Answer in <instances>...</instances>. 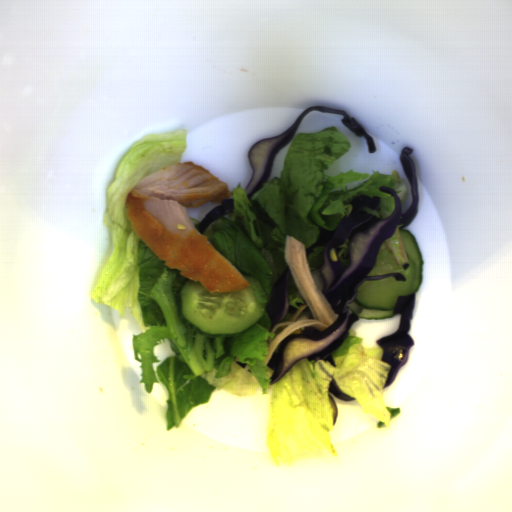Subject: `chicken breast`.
<instances>
[{"instance_id": "chicken-breast-2", "label": "chicken breast", "mask_w": 512, "mask_h": 512, "mask_svg": "<svg viewBox=\"0 0 512 512\" xmlns=\"http://www.w3.org/2000/svg\"><path fill=\"white\" fill-rule=\"evenodd\" d=\"M284 259L306 304L298 305L300 309L291 320H282L272 326L270 334L275 336L269 338L265 366L270 363L278 345L296 330L312 326L322 333L339 318L313 277L305 243L291 234L285 235Z\"/></svg>"}, {"instance_id": "chicken-breast-3", "label": "chicken breast", "mask_w": 512, "mask_h": 512, "mask_svg": "<svg viewBox=\"0 0 512 512\" xmlns=\"http://www.w3.org/2000/svg\"><path fill=\"white\" fill-rule=\"evenodd\" d=\"M400 230H404L402 224H399L396 231L388 239L384 240V242L392 253L396 265L402 267L409 263V261L400 235Z\"/></svg>"}, {"instance_id": "chicken-breast-1", "label": "chicken breast", "mask_w": 512, "mask_h": 512, "mask_svg": "<svg viewBox=\"0 0 512 512\" xmlns=\"http://www.w3.org/2000/svg\"><path fill=\"white\" fill-rule=\"evenodd\" d=\"M229 183L193 160L167 164L128 193L126 213L134 231L170 269L200 282L210 293L250 287L192 222L188 208L231 197Z\"/></svg>"}, {"instance_id": "chicken-breast-4", "label": "chicken breast", "mask_w": 512, "mask_h": 512, "mask_svg": "<svg viewBox=\"0 0 512 512\" xmlns=\"http://www.w3.org/2000/svg\"><path fill=\"white\" fill-rule=\"evenodd\" d=\"M391 176L394 177L396 194L398 195L401 202L405 203L409 198V189L406 180L403 177H400L397 170L395 169L392 170Z\"/></svg>"}]
</instances>
